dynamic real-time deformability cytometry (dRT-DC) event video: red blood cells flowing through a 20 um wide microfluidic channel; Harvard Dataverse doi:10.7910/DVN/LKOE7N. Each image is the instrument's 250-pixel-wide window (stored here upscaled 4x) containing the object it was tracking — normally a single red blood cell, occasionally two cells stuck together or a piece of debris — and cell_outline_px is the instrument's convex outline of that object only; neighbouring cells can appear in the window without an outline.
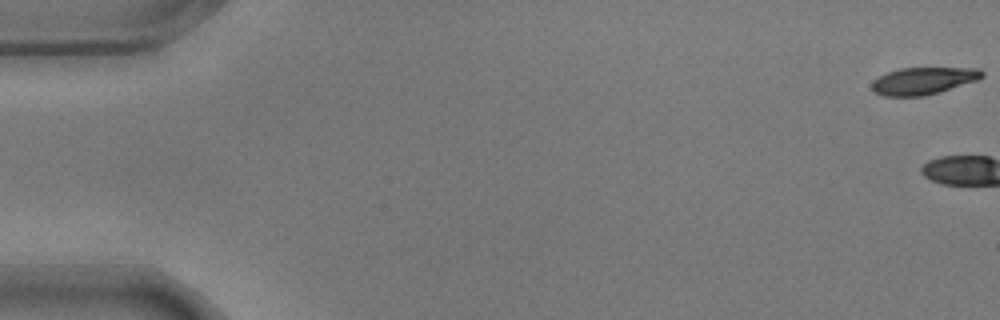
{"species": "common noctule bat (a hibernating species)", "species_latin": "Nyctalus noctula", "temperature_condition": "warm", "stored_images_in_passage": 3, "camera_frame_rate_fps": 3000, "um_per_image_px": 0.085, "animal": {"sex": "male", "body_mass_g": 17.9}, "frame": {"image": 1, "passage_image": 1, "time_ms": 0.0, "image_size_px": [1000, 320], "cell_outline_px": [[984, 76], [976, 80], [924, 96], [884, 96], [876, 92], [872, 88], [872, 80], [888, 72], [900, 68], [980, 68], [984, 72]], "centroid_in_image_um": [78.47, 6.86], "position_along_channel_um": 6.5, "area_um2": 17.17}}